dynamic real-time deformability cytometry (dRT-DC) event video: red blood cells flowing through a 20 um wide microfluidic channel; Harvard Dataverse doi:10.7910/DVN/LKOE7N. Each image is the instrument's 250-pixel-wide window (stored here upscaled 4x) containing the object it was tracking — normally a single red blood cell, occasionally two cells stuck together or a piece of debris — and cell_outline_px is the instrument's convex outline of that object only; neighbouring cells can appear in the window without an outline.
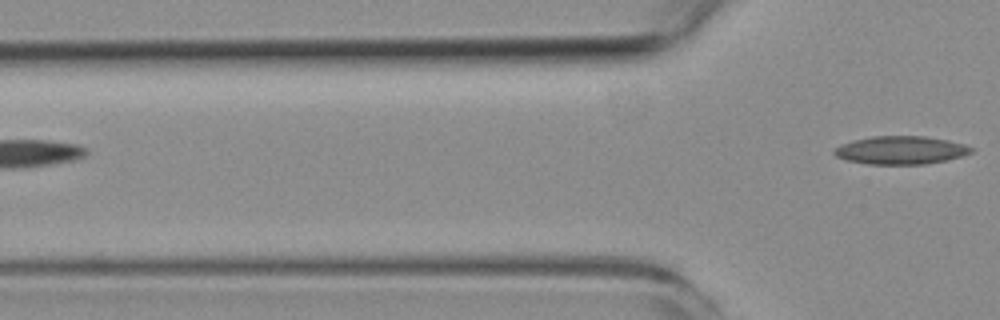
{"species": "common noctule bat (a hibernating species)", "species_latin": "Nyctalus noctula", "temperature_condition": "room temperature", "stored_images_in_passage": 4, "camera_frame_rate_fps": 3000, "um_per_image_px": 0.085, "animal": {"sex": "female", "body_mass_g": 19.3, "forearm_length_mm": 54.1}, "frame": {"image": 1, "passage_image": 4, "time_ms": 3.667, "image_size_px": [1000, 320], "cell_outline_px": [[976, 148], [972, 152], [960, 156], [944, 160], [924, 164], [868, 164], [844, 160], [836, 156], [832, 152], [832, 148], [840, 144], [852, 140], [872, 136], [924, 136], [948, 140], [964, 144]], "centroid_in_image_um": [76.51, 12.76], "position_along_channel_um": 49.3, "area_um2": 22.6}}